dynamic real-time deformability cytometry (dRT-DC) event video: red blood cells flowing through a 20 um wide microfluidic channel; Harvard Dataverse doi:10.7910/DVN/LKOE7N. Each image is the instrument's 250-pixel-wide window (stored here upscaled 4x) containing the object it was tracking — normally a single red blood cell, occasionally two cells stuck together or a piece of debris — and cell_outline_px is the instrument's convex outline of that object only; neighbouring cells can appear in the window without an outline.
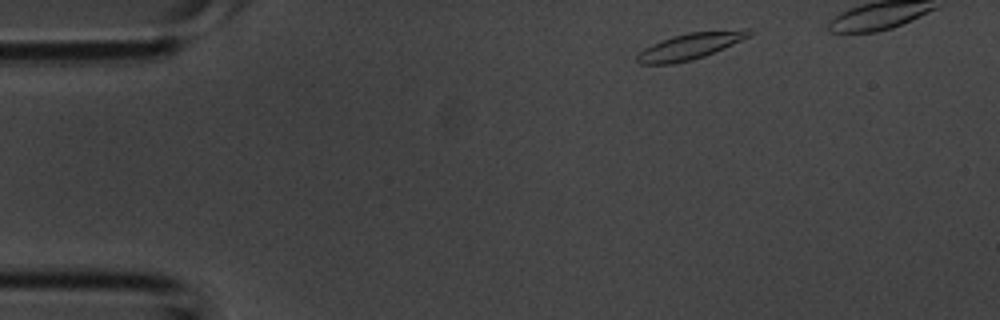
{"species": "common noctule bat (a hibernating species)", "species_latin": "Nyctalus noctula", "temperature_condition": "room temperature", "stored_images_in_passage": 4, "camera_frame_rate_fps": 3000, "um_per_image_px": 0.085, "animal": {"sex": "male", "body_mass_g": 20.1, "forearm_length_mm": 53.5}, "frame": {"image": 1, "passage_image": 1, "time_ms": 0.0, "image_size_px": [1000, 320], "cell_outline_px": [[756, 32], [752, 36], [724, 48], [704, 56], [692, 60], [672, 64], [640, 64], [636, 60], [636, 56], [644, 48], [652, 44], [672, 36], [688, 32], [744, 28], [752, 28]], "centroid_in_image_um": [58.76, 3.89], "position_along_channel_um": 26.2, "area_um2": 17.57}}